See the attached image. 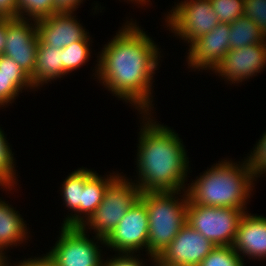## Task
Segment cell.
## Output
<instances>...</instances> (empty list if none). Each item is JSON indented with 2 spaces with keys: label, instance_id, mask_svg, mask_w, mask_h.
Here are the masks:
<instances>
[{
  "label": "cell",
  "instance_id": "83f0119b",
  "mask_svg": "<svg viewBox=\"0 0 266 266\" xmlns=\"http://www.w3.org/2000/svg\"><path fill=\"white\" fill-rule=\"evenodd\" d=\"M144 255H146L145 258L148 256V259L143 258ZM109 256L110 257L107 256V258L104 257L102 266H149L150 264H147V261L152 262V257L150 255L141 253H115Z\"/></svg>",
  "mask_w": 266,
  "mask_h": 266
},
{
  "label": "cell",
  "instance_id": "e575fe53",
  "mask_svg": "<svg viewBox=\"0 0 266 266\" xmlns=\"http://www.w3.org/2000/svg\"><path fill=\"white\" fill-rule=\"evenodd\" d=\"M150 266H176L161 261L158 257H153Z\"/></svg>",
  "mask_w": 266,
  "mask_h": 266
},
{
  "label": "cell",
  "instance_id": "52a82bcc",
  "mask_svg": "<svg viewBox=\"0 0 266 266\" xmlns=\"http://www.w3.org/2000/svg\"><path fill=\"white\" fill-rule=\"evenodd\" d=\"M173 3L171 10L164 13L162 22H165L160 26L188 46L220 23L210 0H181Z\"/></svg>",
  "mask_w": 266,
  "mask_h": 266
},
{
  "label": "cell",
  "instance_id": "cb8c5ba5",
  "mask_svg": "<svg viewBox=\"0 0 266 266\" xmlns=\"http://www.w3.org/2000/svg\"><path fill=\"white\" fill-rule=\"evenodd\" d=\"M19 19L39 20L58 13L53 0H17Z\"/></svg>",
  "mask_w": 266,
  "mask_h": 266
},
{
  "label": "cell",
  "instance_id": "d6986e66",
  "mask_svg": "<svg viewBox=\"0 0 266 266\" xmlns=\"http://www.w3.org/2000/svg\"><path fill=\"white\" fill-rule=\"evenodd\" d=\"M66 77L62 65V49L43 45L39 42L36 66L31 78L35 90H39L57 79ZM55 80V81H54Z\"/></svg>",
  "mask_w": 266,
  "mask_h": 266
},
{
  "label": "cell",
  "instance_id": "5b68a950",
  "mask_svg": "<svg viewBox=\"0 0 266 266\" xmlns=\"http://www.w3.org/2000/svg\"><path fill=\"white\" fill-rule=\"evenodd\" d=\"M122 173L107 186L101 204L81 226L86 233L106 239L140 198L141 192L132 177Z\"/></svg>",
  "mask_w": 266,
  "mask_h": 266
},
{
  "label": "cell",
  "instance_id": "277c9868",
  "mask_svg": "<svg viewBox=\"0 0 266 266\" xmlns=\"http://www.w3.org/2000/svg\"><path fill=\"white\" fill-rule=\"evenodd\" d=\"M147 209L148 255L158 257L187 222L186 190L142 192L139 198Z\"/></svg>",
  "mask_w": 266,
  "mask_h": 266
},
{
  "label": "cell",
  "instance_id": "6da1fadb",
  "mask_svg": "<svg viewBox=\"0 0 266 266\" xmlns=\"http://www.w3.org/2000/svg\"><path fill=\"white\" fill-rule=\"evenodd\" d=\"M144 30L137 20L126 17L115 35L102 44L91 76L116 100L129 104L138 114L156 113L154 76L164 54Z\"/></svg>",
  "mask_w": 266,
  "mask_h": 266
},
{
  "label": "cell",
  "instance_id": "7c38bea8",
  "mask_svg": "<svg viewBox=\"0 0 266 266\" xmlns=\"http://www.w3.org/2000/svg\"><path fill=\"white\" fill-rule=\"evenodd\" d=\"M38 45L36 20L6 18V43L2 54L12 58L30 79L36 66Z\"/></svg>",
  "mask_w": 266,
  "mask_h": 266
},
{
  "label": "cell",
  "instance_id": "4dcf8cb0",
  "mask_svg": "<svg viewBox=\"0 0 266 266\" xmlns=\"http://www.w3.org/2000/svg\"><path fill=\"white\" fill-rule=\"evenodd\" d=\"M57 12H76L86 0H53Z\"/></svg>",
  "mask_w": 266,
  "mask_h": 266
},
{
  "label": "cell",
  "instance_id": "9c48e42d",
  "mask_svg": "<svg viewBox=\"0 0 266 266\" xmlns=\"http://www.w3.org/2000/svg\"><path fill=\"white\" fill-rule=\"evenodd\" d=\"M148 228L147 209L138 199L105 239L106 251L129 254L145 251L148 255Z\"/></svg>",
  "mask_w": 266,
  "mask_h": 266
},
{
  "label": "cell",
  "instance_id": "44dd1931",
  "mask_svg": "<svg viewBox=\"0 0 266 266\" xmlns=\"http://www.w3.org/2000/svg\"><path fill=\"white\" fill-rule=\"evenodd\" d=\"M228 37L230 38V50L242 48L251 44H260L266 39L255 22L244 15L230 23V33Z\"/></svg>",
  "mask_w": 266,
  "mask_h": 266
},
{
  "label": "cell",
  "instance_id": "d4e9b609",
  "mask_svg": "<svg viewBox=\"0 0 266 266\" xmlns=\"http://www.w3.org/2000/svg\"><path fill=\"white\" fill-rule=\"evenodd\" d=\"M242 257L233 246H216L198 266H245Z\"/></svg>",
  "mask_w": 266,
  "mask_h": 266
},
{
  "label": "cell",
  "instance_id": "484cf974",
  "mask_svg": "<svg viewBox=\"0 0 266 266\" xmlns=\"http://www.w3.org/2000/svg\"><path fill=\"white\" fill-rule=\"evenodd\" d=\"M220 23L230 24L244 15V0H210Z\"/></svg>",
  "mask_w": 266,
  "mask_h": 266
},
{
  "label": "cell",
  "instance_id": "ac0fdd59",
  "mask_svg": "<svg viewBox=\"0 0 266 266\" xmlns=\"http://www.w3.org/2000/svg\"><path fill=\"white\" fill-rule=\"evenodd\" d=\"M100 175L85 167V184L80 204V227L90 218L104 198L107 186L120 174L118 170Z\"/></svg>",
  "mask_w": 266,
  "mask_h": 266
},
{
  "label": "cell",
  "instance_id": "3957f363",
  "mask_svg": "<svg viewBox=\"0 0 266 266\" xmlns=\"http://www.w3.org/2000/svg\"><path fill=\"white\" fill-rule=\"evenodd\" d=\"M192 178L186 187L190 203L210 207H231L249 211L256 180L245 159L224 158Z\"/></svg>",
  "mask_w": 266,
  "mask_h": 266
},
{
  "label": "cell",
  "instance_id": "d6a6232c",
  "mask_svg": "<svg viewBox=\"0 0 266 266\" xmlns=\"http://www.w3.org/2000/svg\"><path fill=\"white\" fill-rule=\"evenodd\" d=\"M124 2H127L128 4H130L129 2H132L131 4H135L134 6H137L138 8H140L141 6V9H143L144 7L148 8L149 5V7L153 5L151 0H124Z\"/></svg>",
  "mask_w": 266,
  "mask_h": 266
},
{
  "label": "cell",
  "instance_id": "2e32d148",
  "mask_svg": "<svg viewBox=\"0 0 266 266\" xmlns=\"http://www.w3.org/2000/svg\"><path fill=\"white\" fill-rule=\"evenodd\" d=\"M24 219L16 207L0 197V248L7 253L10 248L17 249L20 245L26 246L28 241L30 242L31 229Z\"/></svg>",
  "mask_w": 266,
  "mask_h": 266
},
{
  "label": "cell",
  "instance_id": "d590c367",
  "mask_svg": "<svg viewBox=\"0 0 266 266\" xmlns=\"http://www.w3.org/2000/svg\"><path fill=\"white\" fill-rule=\"evenodd\" d=\"M17 187H13V188H9L8 186H6L5 184H3V183H1L0 182V190L1 191H5L7 194H10L11 193V196H12V192H13V194H14V191L17 193V190H19V189H16ZM3 189V190H2ZM13 190V191H12ZM12 191V192H11ZM10 192V193H9Z\"/></svg>",
  "mask_w": 266,
  "mask_h": 266
},
{
  "label": "cell",
  "instance_id": "ba28073f",
  "mask_svg": "<svg viewBox=\"0 0 266 266\" xmlns=\"http://www.w3.org/2000/svg\"><path fill=\"white\" fill-rule=\"evenodd\" d=\"M245 210L231 207L187 205V224L216 246H231Z\"/></svg>",
  "mask_w": 266,
  "mask_h": 266
},
{
  "label": "cell",
  "instance_id": "4fadbf2b",
  "mask_svg": "<svg viewBox=\"0 0 266 266\" xmlns=\"http://www.w3.org/2000/svg\"><path fill=\"white\" fill-rule=\"evenodd\" d=\"M76 12H58L36 21L39 42L63 49L81 39H93L77 18Z\"/></svg>",
  "mask_w": 266,
  "mask_h": 266
},
{
  "label": "cell",
  "instance_id": "f1b7e54d",
  "mask_svg": "<svg viewBox=\"0 0 266 266\" xmlns=\"http://www.w3.org/2000/svg\"><path fill=\"white\" fill-rule=\"evenodd\" d=\"M11 261L13 260L10 258L8 266H57L47 253L34 257L33 255L28 258L25 257L22 260L12 262L13 264Z\"/></svg>",
  "mask_w": 266,
  "mask_h": 266
},
{
  "label": "cell",
  "instance_id": "836d02e7",
  "mask_svg": "<svg viewBox=\"0 0 266 266\" xmlns=\"http://www.w3.org/2000/svg\"><path fill=\"white\" fill-rule=\"evenodd\" d=\"M8 256L10 255H8L4 249L0 248V266H8L9 260L11 258V256Z\"/></svg>",
  "mask_w": 266,
  "mask_h": 266
},
{
  "label": "cell",
  "instance_id": "7402d4cb",
  "mask_svg": "<svg viewBox=\"0 0 266 266\" xmlns=\"http://www.w3.org/2000/svg\"><path fill=\"white\" fill-rule=\"evenodd\" d=\"M92 43H94L93 39H81L62 49L63 72L66 75L70 76L73 71L85 66L92 58L91 55L95 54V57L98 58L96 56L98 53H93Z\"/></svg>",
  "mask_w": 266,
  "mask_h": 266
},
{
  "label": "cell",
  "instance_id": "7a4b0ae2",
  "mask_svg": "<svg viewBox=\"0 0 266 266\" xmlns=\"http://www.w3.org/2000/svg\"><path fill=\"white\" fill-rule=\"evenodd\" d=\"M154 114L137 113V175L132 180L141 193L186 190L192 172L186 145L173 127L160 124Z\"/></svg>",
  "mask_w": 266,
  "mask_h": 266
},
{
  "label": "cell",
  "instance_id": "e0dca14e",
  "mask_svg": "<svg viewBox=\"0 0 266 266\" xmlns=\"http://www.w3.org/2000/svg\"><path fill=\"white\" fill-rule=\"evenodd\" d=\"M29 90L36 91L30 77L12 58L0 55V109L8 108L21 93Z\"/></svg>",
  "mask_w": 266,
  "mask_h": 266
},
{
  "label": "cell",
  "instance_id": "603a6c76",
  "mask_svg": "<svg viewBox=\"0 0 266 266\" xmlns=\"http://www.w3.org/2000/svg\"><path fill=\"white\" fill-rule=\"evenodd\" d=\"M4 129L0 126V182L9 188L16 187L18 183V170L16 158L12 152V144L9 143Z\"/></svg>",
  "mask_w": 266,
  "mask_h": 266
},
{
  "label": "cell",
  "instance_id": "4316f807",
  "mask_svg": "<svg viewBox=\"0 0 266 266\" xmlns=\"http://www.w3.org/2000/svg\"><path fill=\"white\" fill-rule=\"evenodd\" d=\"M244 16L254 21L266 37V0H244Z\"/></svg>",
  "mask_w": 266,
  "mask_h": 266
},
{
  "label": "cell",
  "instance_id": "ffe728a7",
  "mask_svg": "<svg viewBox=\"0 0 266 266\" xmlns=\"http://www.w3.org/2000/svg\"><path fill=\"white\" fill-rule=\"evenodd\" d=\"M85 184V167L70 172L61 183L59 193L68 214L63 218L61 226L80 227V204ZM70 212V213H69Z\"/></svg>",
  "mask_w": 266,
  "mask_h": 266
},
{
  "label": "cell",
  "instance_id": "5bb4252c",
  "mask_svg": "<svg viewBox=\"0 0 266 266\" xmlns=\"http://www.w3.org/2000/svg\"><path fill=\"white\" fill-rule=\"evenodd\" d=\"M214 248L209 239L186 223L158 258L171 265L198 266Z\"/></svg>",
  "mask_w": 266,
  "mask_h": 266
},
{
  "label": "cell",
  "instance_id": "8992f818",
  "mask_svg": "<svg viewBox=\"0 0 266 266\" xmlns=\"http://www.w3.org/2000/svg\"><path fill=\"white\" fill-rule=\"evenodd\" d=\"M59 229L56 242L45 252L57 266H102L105 239L90 237L81 227L60 226Z\"/></svg>",
  "mask_w": 266,
  "mask_h": 266
},
{
  "label": "cell",
  "instance_id": "9a60e30c",
  "mask_svg": "<svg viewBox=\"0 0 266 266\" xmlns=\"http://www.w3.org/2000/svg\"><path fill=\"white\" fill-rule=\"evenodd\" d=\"M233 248L245 261H266V216L246 211L240 220Z\"/></svg>",
  "mask_w": 266,
  "mask_h": 266
},
{
  "label": "cell",
  "instance_id": "f546056e",
  "mask_svg": "<svg viewBox=\"0 0 266 266\" xmlns=\"http://www.w3.org/2000/svg\"><path fill=\"white\" fill-rule=\"evenodd\" d=\"M0 17L8 19L18 18L17 0H0Z\"/></svg>",
  "mask_w": 266,
  "mask_h": 266
},
{
  "label": "cell",
  "instance_id": "30bf717a",
  "mask_svg": "<svg viewBox=\"0 0 266 266\" xmlns=\"http://www.w3.org/2000/svg\"><path fill=\"white\" fill-rule=\"evenodd\" d=\"M266 39L260 44H251L242 48L229 50L226 56L212 71L226 84L240 86L258 73L266 71ZM237 84V85H235Z\"/></svg>",
  "mask_w": 266,
  "mask_h": 266
},
{
  "label": "cell",
  "instance_id": "1f68e13d",
  "mask_svg": "<svg viewBox=\"0 0 266 266\" xmlns=\"http://www.w3.org/2000/svg\"><path fill=\"white\" fill-rule=\"evenodd\" d=\"M6 43V18L0 17V55H2Z\"/></svg>",
  "mask_w": 266,
  "mask_h": 266
},
{
  "label": "cell",
  "instance_id": "8fae6325",
  "mask_svg": "<svg viewBox=\"0 0 266 266\" xmlns=\"http://www.w3.org/2000/svg\"><path fill=\"white\" fill-rule=\"evenodd\" d=\"M230 24L219 23L209 33L195 39L185 53V64L192 72L212 73L230 50ZM201 70V71H200Z\"/></svg>",
  "mask_w": 266,
  "mask_h": 266
}]
</instances>
